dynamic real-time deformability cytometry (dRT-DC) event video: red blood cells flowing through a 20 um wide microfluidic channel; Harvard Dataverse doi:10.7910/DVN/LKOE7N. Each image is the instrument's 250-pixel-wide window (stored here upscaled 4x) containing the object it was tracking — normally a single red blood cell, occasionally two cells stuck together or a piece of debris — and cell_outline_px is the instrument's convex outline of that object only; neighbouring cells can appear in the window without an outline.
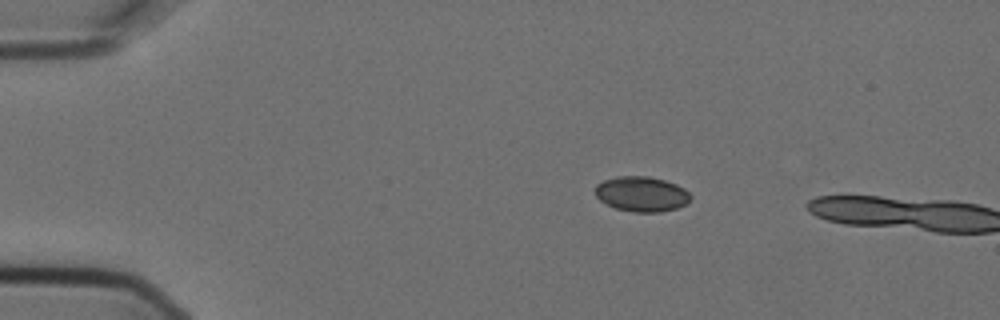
{"species": "Egyptian fruit bat (a non-hibernating species)", "species_latin": "Rousettus aegyptiacus", "temperature_condition": "cold", "stored_images_in_passage": 4, "camera_frame_rate_fps": 3000, "um_per_image_px": 0.085, "animal": {"sex": "female"}, "frame": {"image": 1, "passage_image": 3, "time_ms": 0.667, "image_size_px": [1000, 320], "cell_outline_px": [[692, 196], [684, 204], [676, 208], [660, 212], [632, 212], [616, 208], [600, 200], [596, 196], [596, 184], [604, 180], [616, 176], [648, 176], [664, 180], [676, 184], [684, 188]], "centroid_in_image_um": [54.53, 16.48], "position_along_channel_um": 30.5, "area_um2": 19.36}}